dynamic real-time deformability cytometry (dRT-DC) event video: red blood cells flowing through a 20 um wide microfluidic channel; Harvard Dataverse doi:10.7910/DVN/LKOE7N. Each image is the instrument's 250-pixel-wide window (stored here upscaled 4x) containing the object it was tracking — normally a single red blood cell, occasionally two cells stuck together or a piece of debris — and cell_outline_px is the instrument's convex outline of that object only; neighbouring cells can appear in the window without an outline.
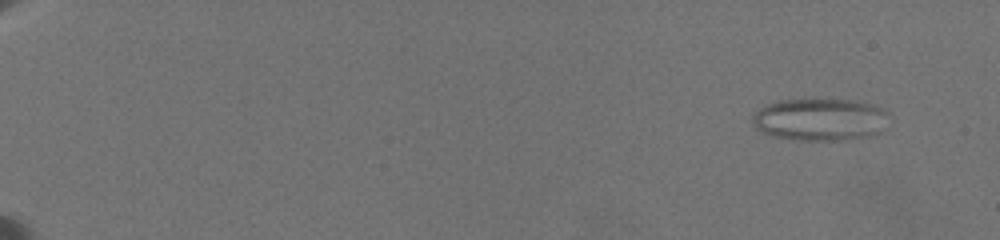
{"species": "common noctule bat (a hibernating species)", "species_latin": "Nyctalus noctula", "temperature_condition": "warm", "stored_images_in_passage": 65, "camera_frame_rate_fps": 3000, "um_per_image_px": 0.085, "animal": {"sex": "female", "body_mass_g": 19.5, "forearm_length_mm": 54.1}, "frame": {"image": 1, "passage_image": 1, "time_ms": 0.0, "image_size_px": [1000, 240], "cell_outline_px": [[892, 116], [880, 132], [872, 136], [844, 140], [796, 140], [772, 136], [760, 132], [752, 124], [752, 116], [760, 108], [768, 104], [780, 100], [864, 100], [876, 104], [884, 108]], "centroid_in_image_um": [69.78, 10.16], "position_along_channel_um": 15.2, "area_um2": 34.33}}
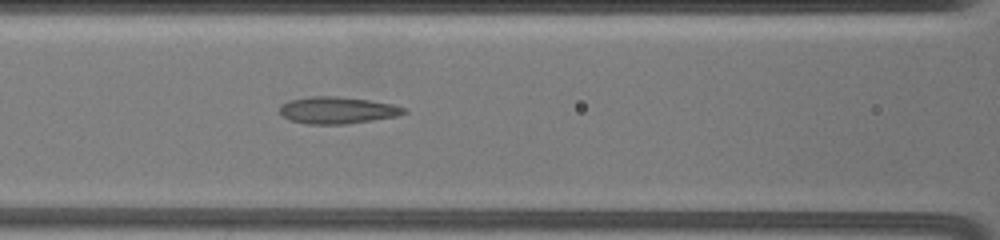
{"frame": {"image": 2, "passage_image": 36, "time_ms": 9.0, "image_size_px": [1000, 240], "cell_outline_px": [[408, 112], [396, 116], [348, 124], [308, 124], [292, 120], [284, 116], [280, 112], [280, 104], [288, 100], [308, 96], [340, 96], [368, 100], [392, 104], [404, 108]], "centroid_in_image_um": [28.65, 9.36], "position_along_channel_um": 137.9, "area_um2": 19.42}}
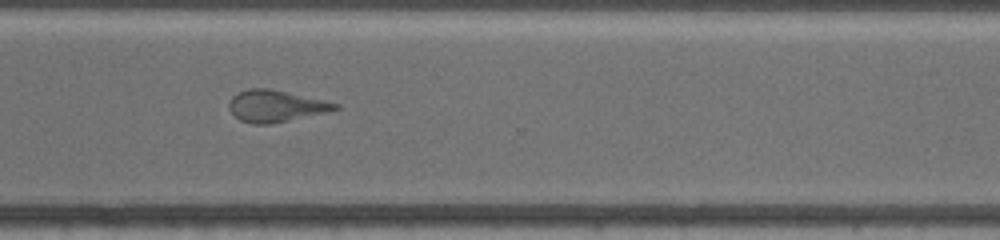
{"frame": {"image": 3, "passage_image": 64, "time_ms": 15.0, "image_size_px": [1000, 240], "cell_outline_px": [[340, 108], [324, 112], [272, 124], [252, 124], [240, 120], [228, 108], [228, 104], [232, 96], [248, 88], [268, 88], [324, 100], [340, 104]], "centroid_in_image_um": [23.4, 9.01], "position_along_channel_um": 347.2, "area_um2": 19.36}}